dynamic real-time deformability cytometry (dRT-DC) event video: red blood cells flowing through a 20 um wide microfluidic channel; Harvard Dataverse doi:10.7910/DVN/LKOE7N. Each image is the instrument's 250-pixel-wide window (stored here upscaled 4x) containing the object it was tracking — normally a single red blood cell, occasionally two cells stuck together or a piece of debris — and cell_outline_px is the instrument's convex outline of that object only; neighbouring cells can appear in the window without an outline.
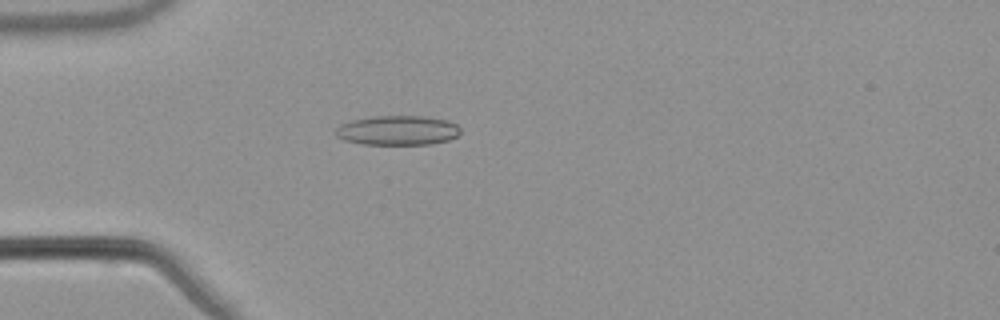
{"species": "common noctule bat (a hibernating species)", "species_latin": "Nyctalus noctula", "temperature_condition": "warm", "stored_images_in_passage": 43, "camera_frame_rate_fps": 3000, "um_per_image_px": 0.085, "animal": {"sex": "male", "body_mass_g": 21.5, "forearm_length_mm": 52.0}, "frame": {"image": 1, "passage_image": 5, "time_ms": 1.333, "image_size_px": [1000, 320], "cell_outline_px": [[460, 132], [456, 136], [448, 140], [432, 144], [364, 144], [344, 140], [336, 136], [336, 128], [340, 124], [352, 120], [372, 116], [424, 116], [448, 120], [456, 124], [460, 128]], "centroid_in_image_um": [33.8, 11.07], "position_along_channel_um": 51.2, "area_um2": 21.5}}
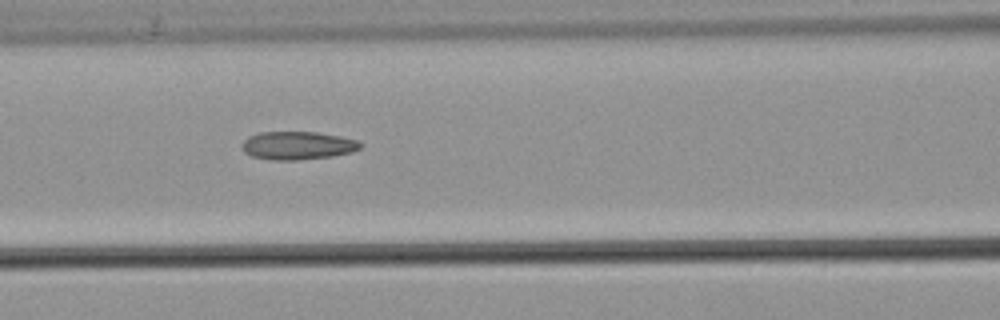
{"frame": {"image": 2, "passage_image": 13, "time_ms": 4.0, "image_size_px": [1000, 320], "cell_outline_px": [[360, 148], [352, 152], [332, 156], [296, 160], [272, 160], [252, 156], [244, 152], [240, 144], [248, 136], [260, 132], [316, 132], [340, 136], [360, 140]], "centroid_in_image_um": [25.28, 12.36], "position_along_channel_um": 141.3, "area_um2": 19.48}}
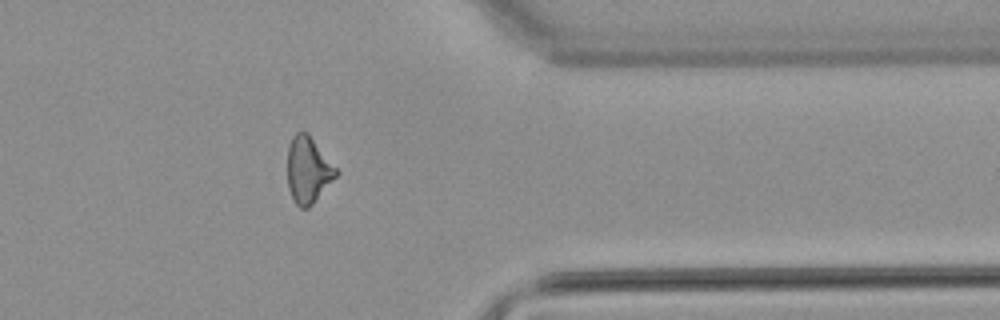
{"frame": {"image": 3, "passage_image": 33, "time_ms": 10.667, "image_size_px": [1000, 320], "cell_outline_px": [[340, 172], [312, 204], [308, 208], [300, 208], [292, 200], [288, 188], [288, 144], [292, 136], [296, 132], [308, 132]], "centroid_in_image_um": [26.18, 14.43], "position_along_channel_um": 385.2, "area_um2": 18.9}, "authors_computed_cell_mechanics": {"area_um2": 19.0162, "velocity_mm_per_s": 3.8478, "shape_relaxation_time_tau1_ms": null, "shape_relaxation_time_tau2_ms": 2.3913, "deformation_change_tau1": null, "deformation_change_tau2": 0.11}}